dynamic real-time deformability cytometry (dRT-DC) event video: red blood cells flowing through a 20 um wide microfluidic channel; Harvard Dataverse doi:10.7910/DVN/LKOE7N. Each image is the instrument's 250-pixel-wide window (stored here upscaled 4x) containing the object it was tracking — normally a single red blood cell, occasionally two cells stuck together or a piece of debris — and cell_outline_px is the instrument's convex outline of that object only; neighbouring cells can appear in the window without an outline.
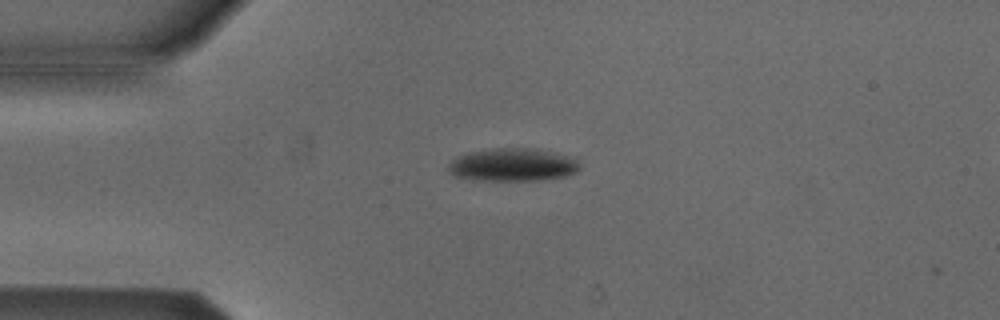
{"species": "Egyptian fruit bat (a non-hibernating species)", "species_latin": "Rousettus aegyptiacus", "temperature_condition": "cold", "stored_images_in_passage": 3, "camera_frame_rate_fps": 3000, "um_per_image_px": 0.085, "animal": {"sex": "male"}, "frame": {"image": 1, "passage_image": 2, "time_ms": 0.333, "image_size_px": [1000, 320], "cell_outline_px": [[580, 168], [576, 172], [564, 176], [540, 180], [480, 180], [452, 176], [448, 172], [448, 164], [452, 160], [468, 152], [496, 148], [536, 148], [576, 156], [580, 164]], "centroid_in_image_um": [43.63, 13.99], "position_along_channel_um": 41.4, "area_um2": 25.55}}